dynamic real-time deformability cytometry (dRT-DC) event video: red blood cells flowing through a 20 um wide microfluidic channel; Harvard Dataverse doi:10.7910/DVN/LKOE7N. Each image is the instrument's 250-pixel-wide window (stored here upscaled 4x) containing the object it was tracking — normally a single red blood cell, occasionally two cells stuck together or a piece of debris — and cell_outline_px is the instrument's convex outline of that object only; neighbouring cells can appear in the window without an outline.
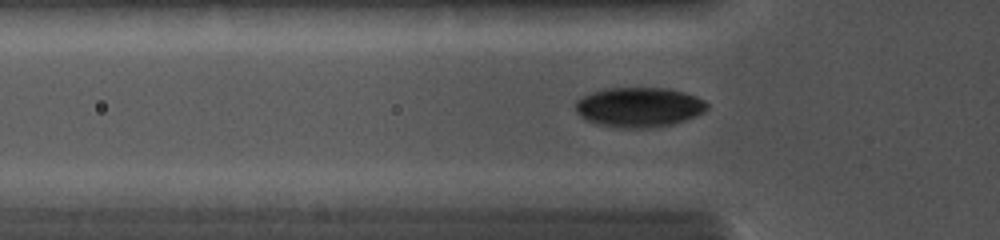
{"species": "common noctule bat (a hibernating species)", "species_latin": "Nyctalus noctula", "temperature_condition": "cold", "stored_images_in_passage": 39, "camera_frame_rate_fps": 5000, "um_per_image_px": 0.085, "animal": {"sex": "female", "body_mass_g": 19.0, "forearm_length_mm": 56.7}, "frame": {"image": 1, "passage_image": 14, "time_ms": 4.2, "image_size_px": [1000, 240], "cell_outline_px": [[708, 108], [704, 112], [696, 116], [672, 124], [648, 128], [616, 128], [596, 124], [584, 120], [576, 112], [576, 100], [592, 92], [604, 88], [668, 88], [684, 92], [696, 96], [704, 100], [708, 104]], "centroid_in_image_um": [54.3, 9.12], "position_along_channel_um": 71.5, "area_um2": 30.75}}
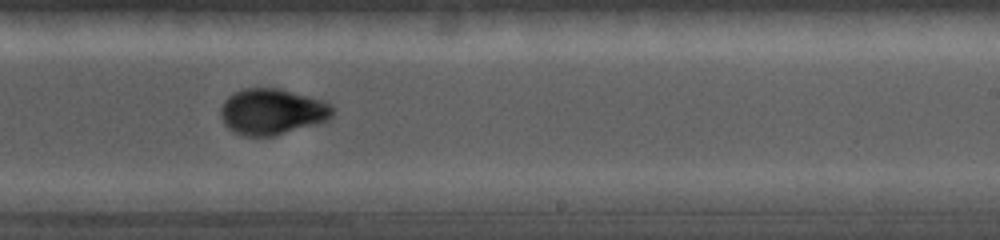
{"frame": {"image": 2, "passage_image": 27, "time_ms": 8.6, "image_size_px": [1000, 240], "cell_outline_px": [[332, 116], [328, 120], [276, 136], [244, 136], [232, 132], [224, 124], [220, 116], [220, 108], [224, 100], [228, 96], [244, 88], [280, 88], [320, 100], [332, 104]], "centroid_in_image_um": [23.08, 9.5], "position_along_channel_um": 265.9, "area_um2": 30.06}}
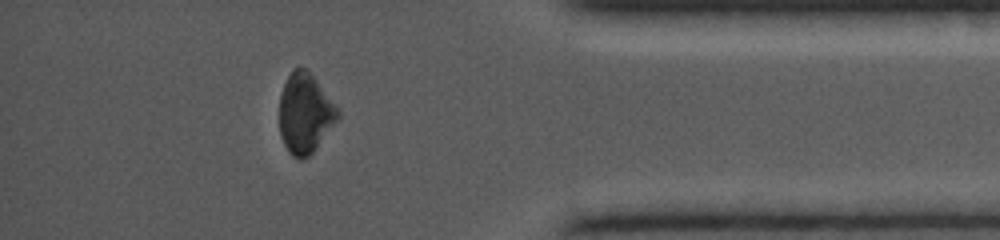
{"frame": {"image": 3, "passage_image": 37, "time_ms": 12.2, "image_size_px": [1000, 240], "cell_outline_px": [[340, 116], [312, 152], [304, 160], [300, 160], [292, 156], [288, 152], [280, 136], [280, 96], [284, 84], [288, 76], [296, 68], [308, 68], [340, 112]], "centroid_in_image_um": [25.91, 9.64], "position_along_channel_um": 409.3, "area_um2": 26.88}}